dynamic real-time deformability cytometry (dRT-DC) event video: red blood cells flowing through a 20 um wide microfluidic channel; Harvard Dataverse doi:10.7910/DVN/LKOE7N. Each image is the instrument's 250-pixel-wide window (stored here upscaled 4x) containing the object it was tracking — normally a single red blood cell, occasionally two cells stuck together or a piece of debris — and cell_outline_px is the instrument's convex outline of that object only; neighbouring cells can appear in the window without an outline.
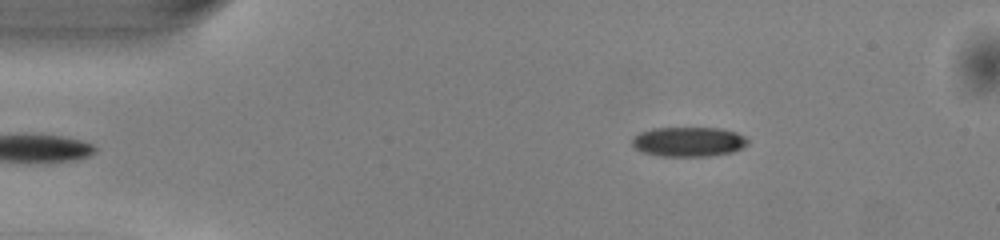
{"species": "common noctule bat (a hibernating species)", "species_latin": "Nyctalus noctula", "temperature_condition": "warm", "stored_images_in_passage": 43, "camera_frame_rate_fps": 3000, "um_per_image_px": 0.085, "animal": {"sex": "male", "body_mass_g": 13.0, "forearm_length_mm": 53.1}, "frame": {"image": 1, "passage_image": 1, "time_ms": 0.0, "image_size_px": [1000, 240], "cell_outline_px": [[748, 144], [732, 152], [708, 156], [660, 156], [644, 152], [636, 148], [632, 144], [632, 136], [640, 132], [652, 128], [720, 128], [736, 132], [744, 136], [748, 140]], "centroid_in_image_um": [58.51, 12.04], "position_along_channel_um": 26.5, "area_um2": 19.94}}
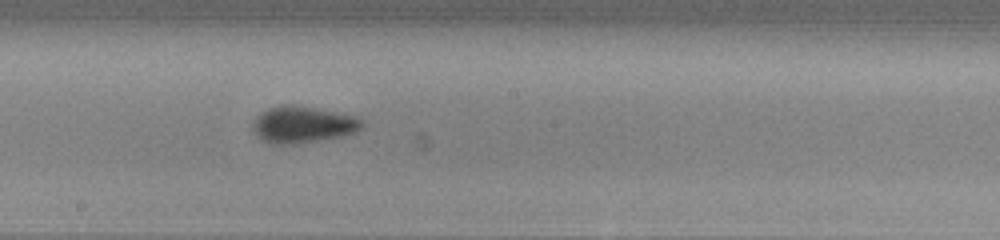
{"frame": {"image": 2, "passage_image": 20, "time_ms": 6.333, "image_size_px": [1000, 240], "cell_outline_px": [[364, 124], [356, 132], [344, 136], [292, 144], [272, 144], [256, 136], [252, 124], [256, 116], [260, 112], [268, 108], [284, 104], [292, 104], [344, 112], [360, 120]], "centroid_in_image_um": [25.73, 10.57], "position_along_channel_um": 222.5, "area_um2": 23.47}}
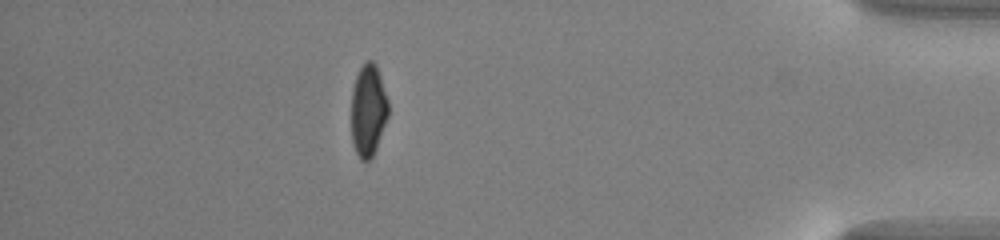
{"frame": {"image": 3, "passage_image": 37, "time_ms": 12.0, "image_size_px": [1000, 240], "cell_outline_px": [[388, 116], [376, 148], [372, 156], [368, 160], [360, 160], [352, 144], [352, 88], [356, 76], [364, 60], [372, 60], [376, 64], [388, 100]], "centroid_in_image_um": [31.29, 9.35], "position_along_channel_um": 403.9, "area_um2": 19.77}, "authors_computed_cell_mechanics": {"area_um2": 20.9814, "velocity_mm_per_s": 4.0923, "shape_relaxation_time_tau1_ms": 2.9463, "shape_relaxation_time_tau2_ms": 4.913, "deformation_change_tau1": 0.1231, "deformation_change_tau2": 0.0893}}